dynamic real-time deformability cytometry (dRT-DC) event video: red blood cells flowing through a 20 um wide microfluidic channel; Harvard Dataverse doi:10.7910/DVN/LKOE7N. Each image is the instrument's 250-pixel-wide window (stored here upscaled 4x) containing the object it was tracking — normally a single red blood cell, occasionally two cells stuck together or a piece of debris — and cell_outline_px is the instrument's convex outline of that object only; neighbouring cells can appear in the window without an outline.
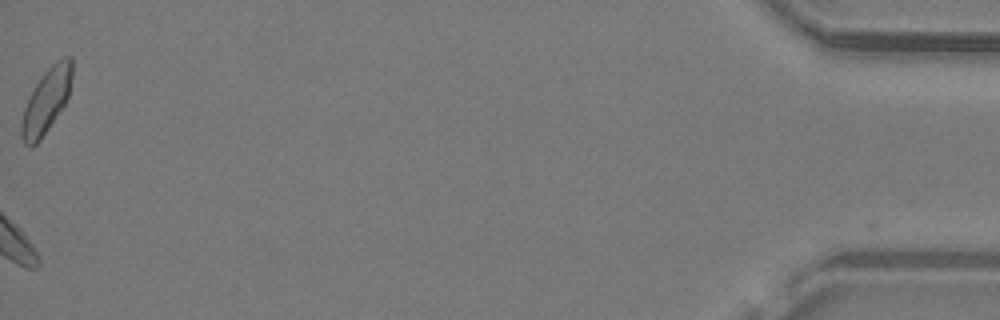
{"species": "common noctule bat (a hibernating species)", "species_latin": "Nyctalus noctula", "temperature_condition": "warm", "stored_images_in_passage": 21, "camera_frame_rate_fps": 3000, "um_per_image_px": 0.085, "animal": {"sex": "male", "body_mass_g": 19.2, "forearm_length_mm": 51.8}, "frame": {"image": 1, "passage_image": 21, "time_ms": 6.667, "image_size_px": [1000, 320], "cell_outline_px": [[72, 76], [68, 100], [40, 140], [32, 148], [24, 144], [20, 136], [20, 124], [24, 108], [36, 84], [44, 72], [52, 64], [68, 56], [72, 56]], "centroid_in_image_um": [3.93, 8.61], "position_along_channel_um": 431.3, "area_um2": 18.96}}